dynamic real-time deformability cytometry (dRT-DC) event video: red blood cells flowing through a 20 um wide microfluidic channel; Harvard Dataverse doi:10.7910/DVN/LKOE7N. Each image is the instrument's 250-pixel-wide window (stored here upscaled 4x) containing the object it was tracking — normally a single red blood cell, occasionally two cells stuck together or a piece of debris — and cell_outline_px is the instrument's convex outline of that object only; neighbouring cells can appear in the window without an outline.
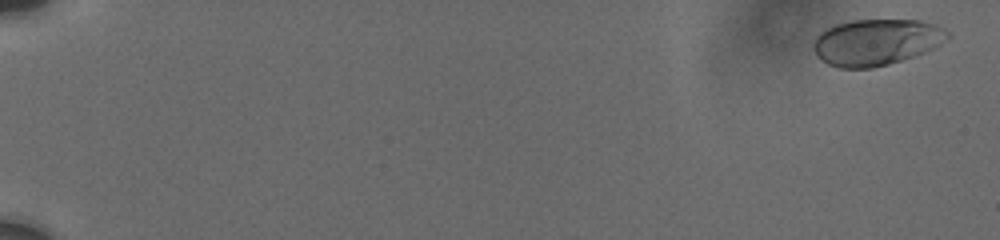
{"species": "human", "species_latin": "Homo sapiens", "temperature_condition": "cold", "stored_images_in_passage": 48, "camera_frame_rate_fps": 3000, "um_per_image_px": 0.085, "donor": {"sex": "male"}, "frame": {"image": 1, "passage_image": 2, "time_ms": 0.333, "image_size_px": [1000, 240], "cell_outline_px": [[952, 36], [940, 44], [924, 52], [888, 64], [872, 68], [840, 68], [828, 64], [820, 60], [816, 56], [812, 48], [812, 40], [820, 32], [836, 24], [852, 20], [920, 20], [936, 24], [952, 32]], "centroid_in_image_um": [74.47, 3.57], "position_along_channel_um": 10.5, "area_um2": 36.47}}
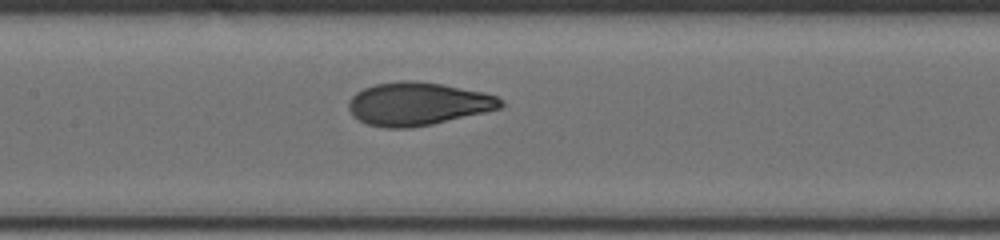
{"frame": {"image": 2, "passage_image": 27, "time_ms": 10.0, "image_size_px": [1000, 240], "cell_outline_px": [[504, 104], [500, 108], [484, 112], [432, 124], [412, 128], [384, 128], [368, 124], [352, 116], [348, 108], [348, 100], [356, 92], [364, 88], [376, 84], [400, 80], [416, 80], [440, 84], [484, 92], [496, 96], [504, 100]], "centroid_in_image_um": [35.49, 8.82], "position_along_channel_um": 171.9, "area_um2": 38.21}}
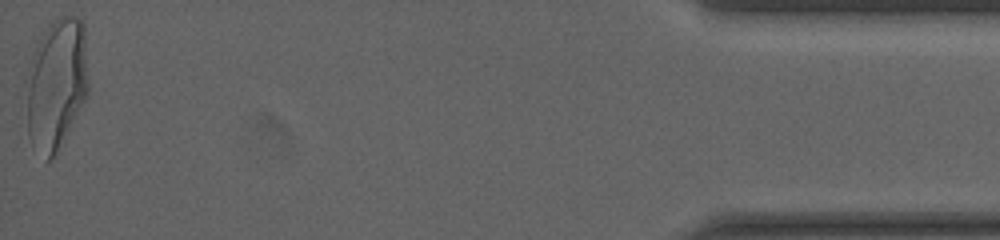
{"frame": {"image": 3, "passage_image": 48, "time_ms": 19.0, "image_size_px": [1000, 240], "cell_outline_px": [[88, 92], [84, 100], [52, 160], [48, 160], [32, 144], [28, 136], [24, 84], [24, 80], [32, 56], [44, 32], [52, 20], [60, 16], [76, 16], [84, 24], [88, 84]], "centroid_in_image_um": [4.75, 7.11], "position_along_channel_um": 430.4, "area_um2": 47.4}, "authors_computed_cell_mechanics": {"area_um2": 37.1365, "velocity_mm_per_s": 3.7507, "shape_relaxation_time_tau1_ms": 4.6775, "shape_relaxation_time_tau2_ms": null, "deformation_change_tau1": 0.1962, "deformation_change_tau2": null}}